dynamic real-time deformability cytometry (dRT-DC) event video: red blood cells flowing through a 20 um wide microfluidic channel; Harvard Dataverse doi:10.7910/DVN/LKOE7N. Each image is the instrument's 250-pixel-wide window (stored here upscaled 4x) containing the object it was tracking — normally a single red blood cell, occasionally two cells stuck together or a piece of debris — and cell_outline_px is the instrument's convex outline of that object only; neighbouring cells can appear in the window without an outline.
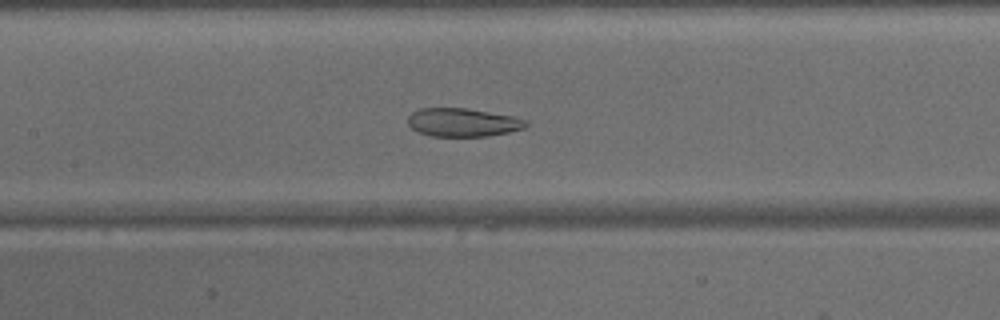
{"species": "common noctule bat (a hibernating species)", "species_latin": "Nyctalus noctula", "temperature_condition": "warm", "stored_images_in_passage": 48, "camera_frame_rate_fps": 3000, "um_per_image_px": 0.085, "animal": {"sex": "male", "body_mass_g": 15.6}, "frame": {"image": 1, "passage_image": 22, "time_ms": 7.0, "image_size_px": [1000, 320], "cell_outline_px": [[528, 124], [524, 128], [508, 132], [488, 136], [432, 136], [416, 132], [408, 124], [408, 116], [412, 112], [420, 108], [468, 108], [512, 116], [528, 120]], "centroid_in_image_um": [39.32, 10.4], "position_along_channel_um": 168.1, "area_um2": 19.59}}
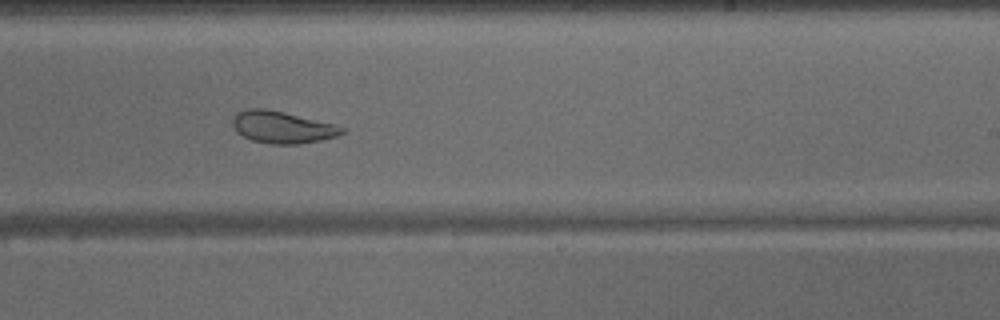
{"frame": {"image": 2, "passage_image": 29, "time_ms": 9.333, "image_size_px": [1000, 320], "cell_outline_px": [[344, 132], [336, 136], [320, 140], [296, 144], [272, 144], [252, 140], [236, 132], [232, 124], [232, 120], [236, 112], [248, 108], [268, 108], [332, 124], [344, 128]], "centroid_in_image_um": [23.92, 10.8], "position_along_channel_um": 265.1, "area_um2": 20.17}}
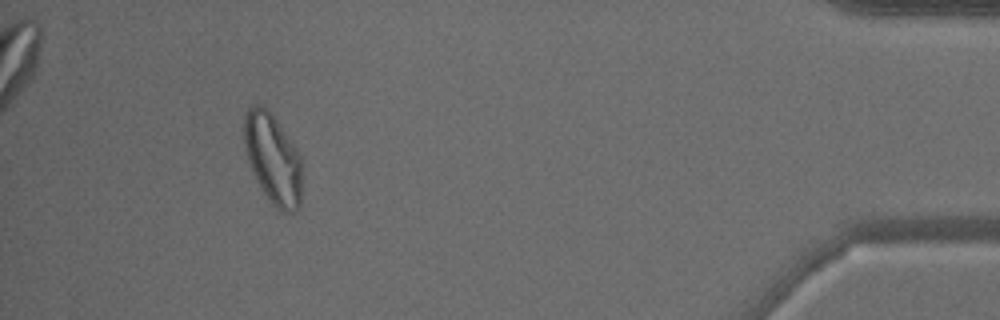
{"frame": {"image": 3, "passage_image": 44, "time_ms": 14.333, "image_size_px": [1000, 320], "cell_outline_px": [[300, 208], [292, 212], [280, 212], [272, 204], [264, 192], [248, 160], [244, 144], [244, 116], [248, 108], [252, 104], [264, 104], [268, 108], [300, 156]], "centroid_in_image_um": [23.17, 13.47], "position_along_channel_um": 412.0, "area_um2": 29.82}}